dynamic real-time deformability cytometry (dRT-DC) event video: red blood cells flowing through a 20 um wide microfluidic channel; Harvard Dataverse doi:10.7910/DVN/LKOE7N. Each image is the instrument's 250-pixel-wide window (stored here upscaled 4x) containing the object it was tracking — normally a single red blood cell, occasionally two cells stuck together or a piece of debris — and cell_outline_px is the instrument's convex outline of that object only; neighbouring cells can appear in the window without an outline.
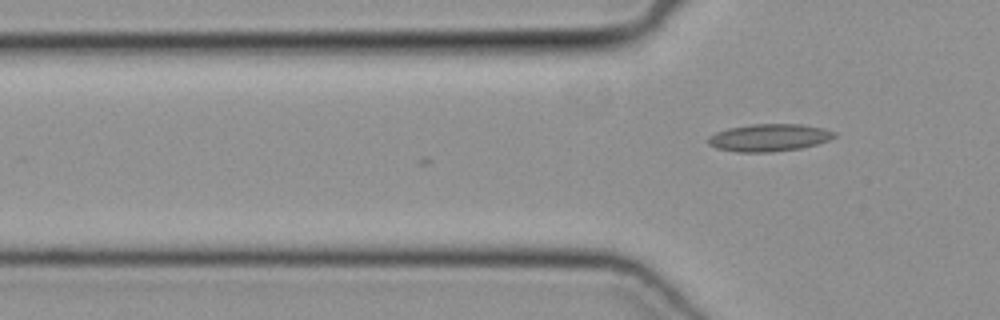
{"species": "common noctule bat (a hibernating species)", "species_latin": "Nyctalus noctula", "temperature_condition": "cold", "stored_images_in_passage": 3, "camera_frame_rate_fps": 3000, "um_per_image_px": 0.085, "animal": {"sex": "female", "body_mass_g": 19.3, "forearm_length_mm": 54.1}, "frame": {"image": 1, "passage_image": 3, "time_ms": 0.667, "image_size_px": [1000, 320], "cell_outline_px": [[836, 136], [828, 140], [816, 144], [800, 148], [772, 152], [736, 152], [716, 148], [708, 144], [708, 136], [716, 132], [728, 128], [752, 124], [800, 124], [824, 128], [836, 132]], "centroid_in_image_um": [65.36, 11.7], "position_along_channel_um": 60.4, "area_um2": 20.17}}